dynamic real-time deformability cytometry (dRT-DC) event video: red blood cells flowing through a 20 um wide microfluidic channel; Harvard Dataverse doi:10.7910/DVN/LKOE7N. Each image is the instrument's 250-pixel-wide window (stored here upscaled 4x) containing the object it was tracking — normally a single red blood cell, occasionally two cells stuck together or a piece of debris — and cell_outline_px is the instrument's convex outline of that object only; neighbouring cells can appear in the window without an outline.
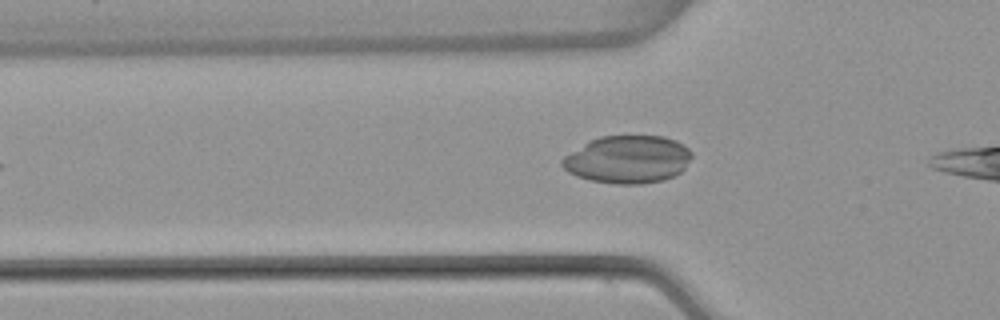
{"species": "common noctule bat (a hibernating species)", "species_latin": "Nyctalus noctula", "temperature_condition": "warm", "stored_images_in_passage": 4, "camera_frame_rate_fps": 3000, "um_per_image_px": 0.085, "animal": {"sex": "female", "body_mass_g": 22.7, "forearm_length_mm": 54.2}, "frame": {"image": 1, "passage_image": 4, "time_ms": 1.0, "image_size_px": [1000, 320], "cell_outline_px": [[692, 156], [684, 168], [680, 172], [664, 180], [640, 184], [616, 184], [592, 180], [576, 176], [568, 172], [560, 164], [560, 160], [564, 156], [584, 144], [600, 136], [664, 136], [676, 140], [688, 148], [692, 152]], "centroid_in_image_um": [53.36, 13.55], "position_along_channel_um": 72.4, "area_um2": 35.89}}